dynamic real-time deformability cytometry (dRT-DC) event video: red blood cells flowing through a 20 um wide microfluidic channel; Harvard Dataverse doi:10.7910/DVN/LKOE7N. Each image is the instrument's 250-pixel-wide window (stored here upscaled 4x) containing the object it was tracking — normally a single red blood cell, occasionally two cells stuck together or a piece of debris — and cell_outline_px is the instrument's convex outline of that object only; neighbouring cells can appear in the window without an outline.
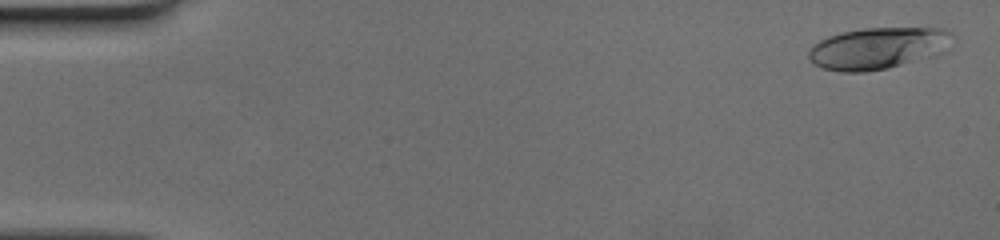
{"species": "human", "species_latin": "Homo sapiens", "temperature_condition": "cold", "stored_images_in_passage": 52, "camera_frame_rate_fps": 3000, "um_per_image_px": 0.085, "donor": {"sex": "female"}, "frame": {"image": 1, "passage_image": 2, "time_ms": 0.333, "image_size_px": [1000, 240], "cell_outline_px": [[956, 36], [900, 64], [888, 68], [864, 72], [840, 72], [824, 68], [812, 64], [808, 60], [808, 52], [812, 44], [828, 36], [840, 32], [864, 28], [944, 28], [952, 32]], "centroid_in_image_um": [74.31, 4.07], "position_along_channel_um": 10.7, "area_um2": 33.12}}
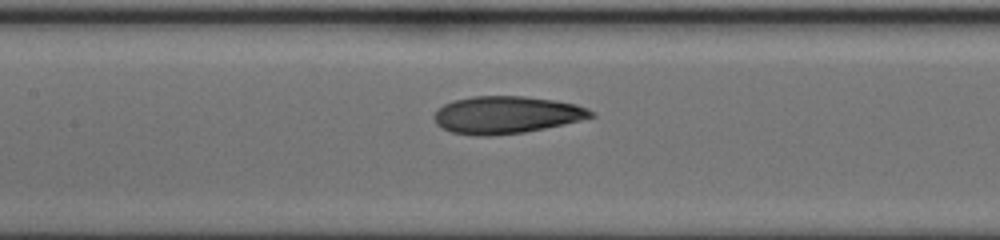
{"frame": {"image": 2, "passage_image": 25, "time_ms": 8.0, "image_size_px": [1000, 240], "cell_outline_px": [[596, 116], [564, 124], [524, 132], [488, 136], [476, 136], [452, 132], [436, 124], [432, 116], [436, 108], [452, 100], [472, 96], [524, 96], [556, 100], [576, 104], [588, 108], [596, 112]], "centroid_in_image_um": [43.03, 9.75], "position_along_channel_um": 164.4, "area_um2": 34.45}}
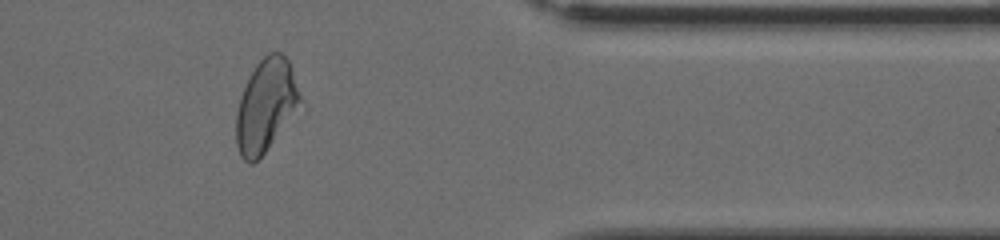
{"frame": {"image": 3, "passage_image": 43, "time_ms": 14.0, "image_size_px": [1000, 240], "cell_outline_px": [[304, 100], [264, 152], [252, 164], [248, 164], [240, 156], [236, 144], [236, 112], [240, 96], [256, 64], [268, 52], [280, 52], [288, 60], [292, 68]], "centroid_in_image_um": [22.6, 8.95], "position_along_channel_um": 388.8, "area_um2": 34.28}}